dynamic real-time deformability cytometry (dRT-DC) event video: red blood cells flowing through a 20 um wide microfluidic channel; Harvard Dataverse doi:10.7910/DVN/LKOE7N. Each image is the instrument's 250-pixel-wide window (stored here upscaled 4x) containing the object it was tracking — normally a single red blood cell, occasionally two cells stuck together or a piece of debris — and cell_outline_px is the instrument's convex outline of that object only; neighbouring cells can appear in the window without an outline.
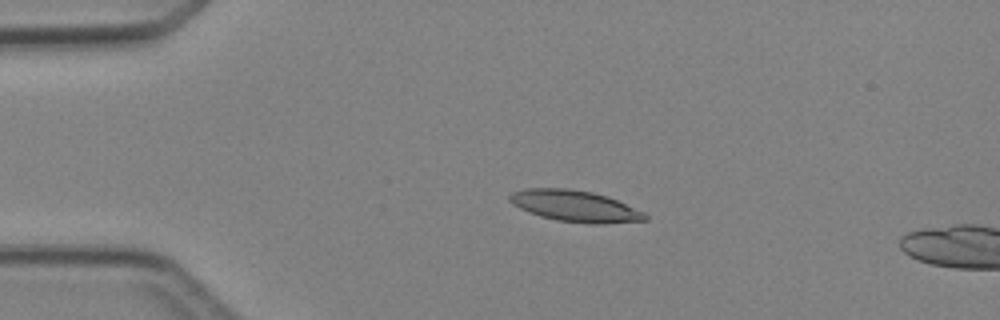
{"species": "Egyptian fruit bat (a non-hibernating species)", "species_latin": "Rousettus aegyptiacus", "temperature_condition": "cold", "stored_images_in_passage": 3, "camera_frame_rate_fps": 3000, "um_per_image_px": 0.085, "animal": {"sex": "female"}, "frame": {"image": 1, "passage_image": 2, "time_ms": 1.333, "image_size_px": [1000, 320], "cell_outline_px": [[648, 220], [600, 224], [588, 224], [556, 220], [540, 216], [528, 212], [512, 204], [508, 200], [508, 196], [512, 192], [524, 188], [568, 188], [592, 192], [608, 196], [644, 212], [648, 216]], "centroid_in_image_um": [48.86, 17.51], "position_along_channel_um": 36.1, "area_um2": 24.91}}